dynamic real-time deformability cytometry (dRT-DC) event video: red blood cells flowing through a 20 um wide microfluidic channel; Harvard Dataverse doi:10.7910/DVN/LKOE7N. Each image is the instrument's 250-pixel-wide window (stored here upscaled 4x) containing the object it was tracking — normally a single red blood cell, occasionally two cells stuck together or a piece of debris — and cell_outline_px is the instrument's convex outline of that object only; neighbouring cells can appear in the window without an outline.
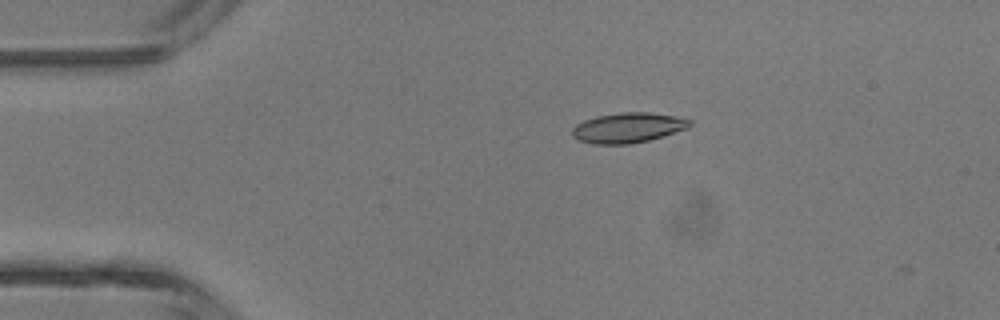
{"species": "common noctule bat (a hibernating species)", "species_latin": "Nyctalus noctula", "temperature_condition": "room temperature", "stored_images_in_passage": 38, "camera_frame_rate_fps": 3000, "um_per_image_px": 0.085, "animal": {"sex": "male", "body_mass_g": 13.3}, "frame": {"image": 1, "passage_image": 1, "time_ms": 0.0, "image_size_px": [1000, 320], "cell_outline_px": [[692, 124], [688, 128], [648, 140], [632, 144], [592, 144], [580, 140], [572, 136], [572, 128], [576, 124], [584, 120], [596, 116], [620, 112], [648, 112], [676, 116], [692, 120]], "centroid_in_image_um": [53.37, 10.85], "position_along_channel_um": 31.6, "area_um2": 20.63}}
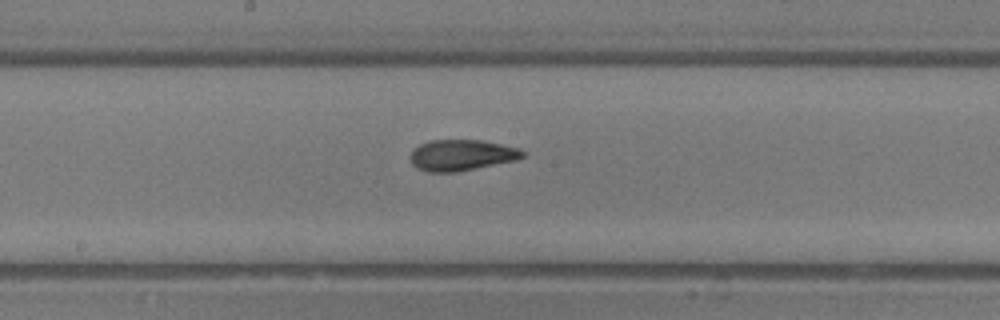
{"frame": {"image": 2, "passage_image": 16, "time_ms": 5.0, "image_size_px": [1000, 320], "cell_outline_px": [[524, 156], [516, 160], [456, 172], [428, 172], [416, 168], [412, 164], [412, 152], [420, 144], [432, 140], [484, 140], [520, 148], [524, 152]], "centroid_in_image_um": [39.26, 13.18], "position_along_channel_um": 208.9, "area_um2": 20.17}}
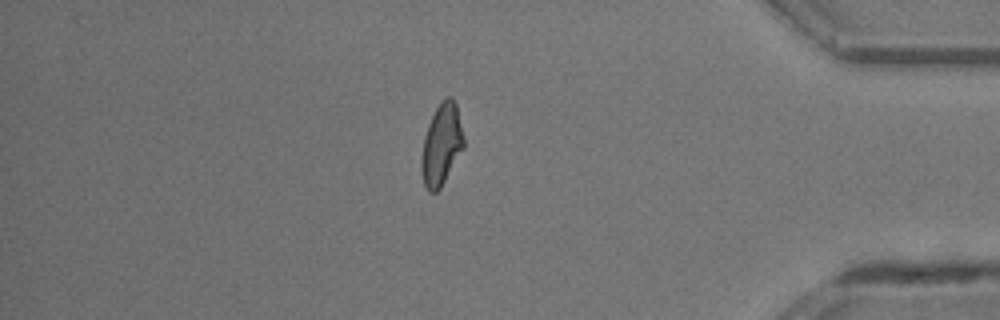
{"frame": {"image": 3, "passage_image": 31, "time_ms": 10.0, "image_size_px": [1000, 320], "cell_outline_px": [[464, 148], [440, 188], [436, 192], [428, 192], [424, 184], [420, 168], [420, 160], [424, 136], [428, 124], [436, 108], [448, 96], [452, 96], [456, 104], [464, 136]], "centroid_in_image_um": [37.52, 12.31], "position_along_channel_um": 397.7, "area_um2": 20.06}, "authors_computed_cell_mechanics": {"area_um2": 20.1433, "velocity_mm_per_s": 4.5086, "shape_relaxation_time_tau1_ms": 2.501, "shape_relaxation_time_tau2_ms": 1.4618, "deformation_change_tau1": 0.1532, "deformation_change_tau2": 0.0881}}